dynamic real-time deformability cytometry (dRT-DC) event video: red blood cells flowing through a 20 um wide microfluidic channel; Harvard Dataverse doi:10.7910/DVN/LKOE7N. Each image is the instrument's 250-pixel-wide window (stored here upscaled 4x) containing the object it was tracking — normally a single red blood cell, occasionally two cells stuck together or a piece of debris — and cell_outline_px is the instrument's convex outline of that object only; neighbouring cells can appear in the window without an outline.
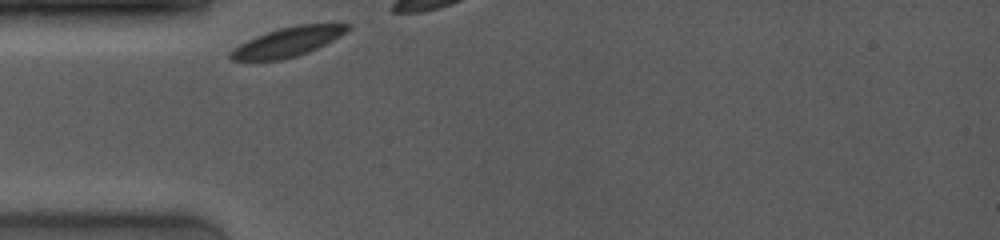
{"species": "common noctule bat (a hibernating species)", "species_latin": "Nyctalus noctula", "temperature_condition": "room temperature", "stored_images_in_passage": 6, "camera_frame_rate_fps": 4000, "um_per_image_px": 0.085, "animal": {"sex": "female", "body_mass_g": 19.0, "forearm_length_mm": 53.3}, "frame": {"image": 1, "passage_image": 1, "time_ms": 0.0, "image_size_px": [1000, 240], "cell_outline_px": [[352, 24], [340, 36], [308, 52], [296, 56], [280, 60], [232, 60], [228, 56], [228, 52], [240, 44], [256, 36], [280, 28], [300, 24]], "centroid_in_image_um": [24.41, 3.57], "position_along_channel_um": 60.6, "area_um2": 19.54}}